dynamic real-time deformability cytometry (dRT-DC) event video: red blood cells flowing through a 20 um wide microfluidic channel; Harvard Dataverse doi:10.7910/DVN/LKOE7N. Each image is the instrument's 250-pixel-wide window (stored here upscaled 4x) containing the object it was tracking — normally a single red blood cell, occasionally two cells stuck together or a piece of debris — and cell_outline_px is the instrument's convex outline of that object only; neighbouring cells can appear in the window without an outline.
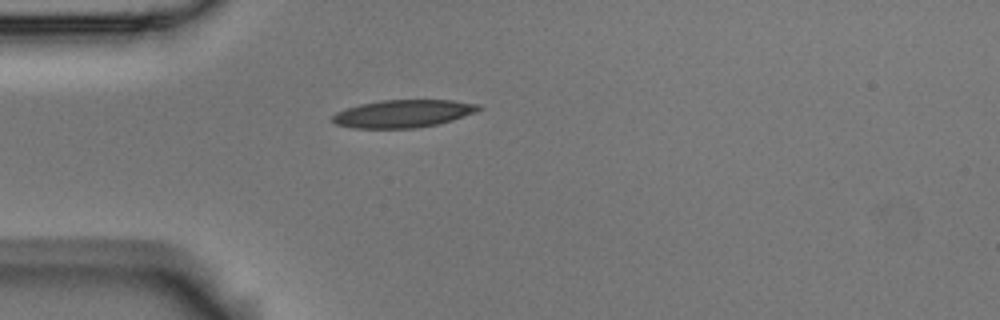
{"species": "Egyptian fruit bat (a non-hibernating species)", "species_latin": "Rousettus aegyptiacus", "temperature_condition": "room temperature", "stored_images_in_passage": 4, "camera_frame_rate_fps": 3000, "um_per_image_px": 0.085, "animal": {"sex": "male"}, "frame": {"image": 1, "passage_image": 4, "time_ms": 1.0, "image_size_px": [1000, 320], "cell_outline_px": [[484, 108], [476, 112], [440, 124], [416, 128], [352, 128], [336, 124], [332, 120], [332, 116], [336, 112], [360, 104], [380, 100], [452, 100], [480, 104]], "centroid_in_image_um": [34.3, 9.66], "position_along_channel_um": 50.7, "area_um2": 23.7}}